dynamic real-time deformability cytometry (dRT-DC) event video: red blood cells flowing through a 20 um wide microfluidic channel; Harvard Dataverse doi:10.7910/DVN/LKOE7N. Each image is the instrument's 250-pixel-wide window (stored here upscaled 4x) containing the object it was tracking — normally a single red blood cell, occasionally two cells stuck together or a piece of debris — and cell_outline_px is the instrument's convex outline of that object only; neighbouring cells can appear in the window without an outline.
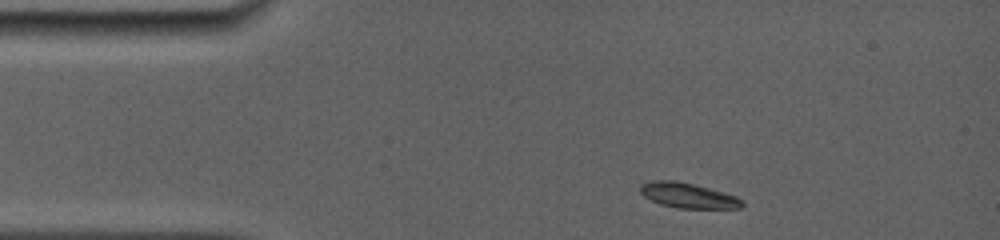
{"species": "common noctule bat (a hibernating species)", "species_latin": "Nyctalus noctula", "temperature_condition": "room temperature", "stored_images_in_passage": 42, "camera_frame_rate_fps": 5000, "um_per_image_px": 0.085, "animal": {"sex": "female", "body_mass_g": 19.0, "forearm_length_mm": 56.7}, "frame": {"image": 1, "passage_image": 1, "time_ms": 0.0, "image_size_px": [1000, 240], "cell_outline_px": [[744, 204], [740, 208], [676, 208], [660, 204], [644, 196], [640, 192], [640, 184], [648, 180], [676, 180], [708, 188], [736, 196], [744, 200]], "centroid_in_image_um": [58.45, 16.61], "position_along_channel_um": 26.5, "area_um2": 14.91}}
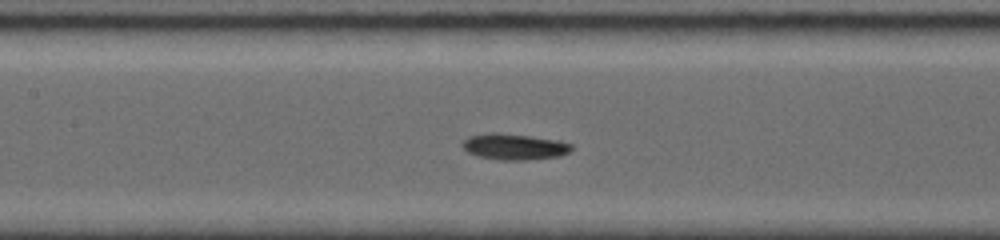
{"frame": {"image": 2, "passage_image": 24, "time_ms": 4.8, "image_size_px": [1000, 240], "cell_outline_px": [[572, 148], [568, 152], [560, 156], [524, 160], [500, 160], [476, 156], [468, 152], [460, 144], [468, 136], [492, 132], [496, 132], [560, 140], [572, 144]], "centroid_in_image_um": [43.69, 12.47], "position_along_channel_um": 163.7, "area_um2": 16.59}}
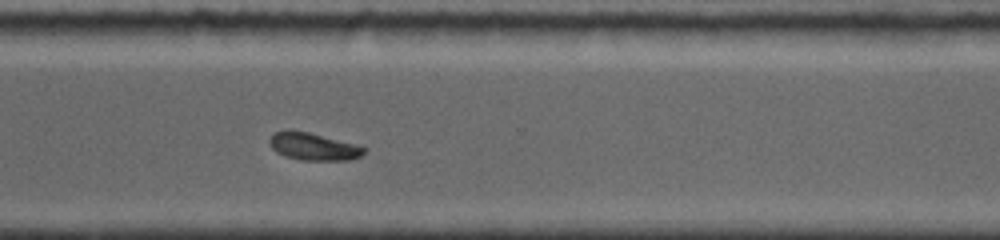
{"frame": {"image": 3, "passage_image": 41, "time_ms": 9.4, "image_size_px": [1000, 240], "cell_outline_px": [[364, 152], [360, 156], [348, 160], [300, 160], [276, 152], [272, 148], [268, 140], [272, 132], [292, 128], [360, 144], [364, 148]], "centroid_in_image_um": [26.61, 12.41], "position_along_channel_um": 344.0, "area_um2": 15.43}}